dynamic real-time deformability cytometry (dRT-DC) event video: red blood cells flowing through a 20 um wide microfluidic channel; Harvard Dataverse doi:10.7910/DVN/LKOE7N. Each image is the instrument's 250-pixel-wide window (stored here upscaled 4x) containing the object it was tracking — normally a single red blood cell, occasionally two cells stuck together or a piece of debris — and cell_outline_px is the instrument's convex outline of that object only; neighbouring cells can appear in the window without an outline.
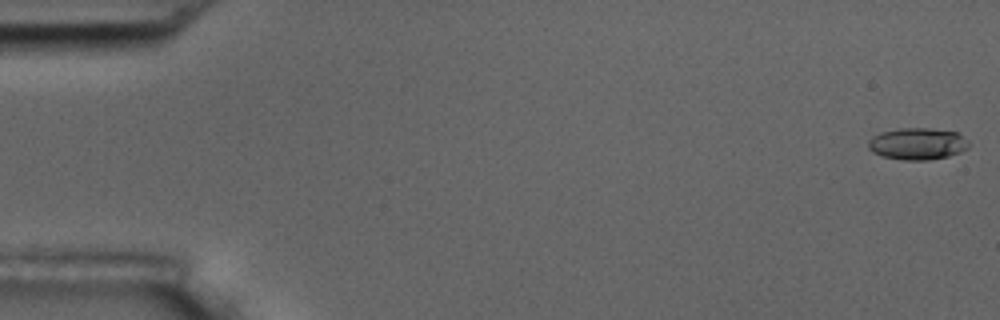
{"species": "common noctule bat (a hibernating species)", "species_latin": "Nyctalus noctula", "temperature_condition": "room temperature", "stored_images_in_passage": 57, "camera_frame_rate_fps": 3000, "um_per_image_px": 0.085, "animal": {"sex": "male", "body_mass_g": 17.5, "forearm_length_mm": 52.3}, "frame": {"image": 1, "passage_image": 1, "time_ms": 0.0, "image_size_px": [1000, 320], "cell_outline_px": [[968, 148], [960, 152], [948, 156], [928, 160], [904, 160], [880, 156], [872, 152], [868, 148], [868, 140], [872, 136], [880, 132], [900, 128], [928, 128], [960, 132], [968, 144]], "centroid_in_image_um": [77.95, 12.22], "position_along_channel_um": 7.0, "area_um2": 18.79}}
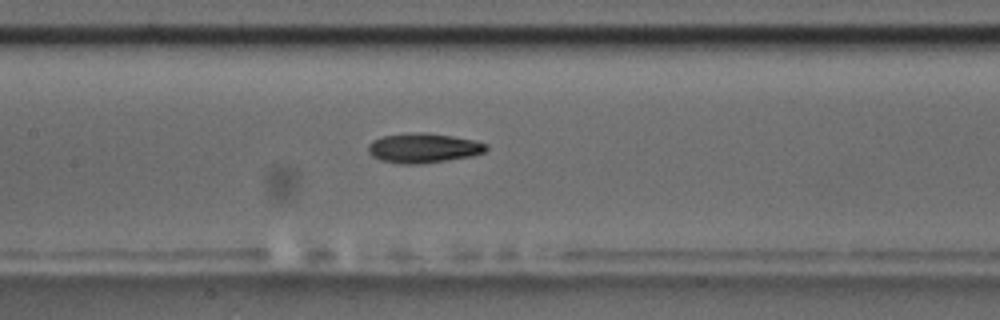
{"frame": {"image": 2, "passage_image": 27, "time_ms": 8.667, "image_size_px": [1000, 320], "cell_outline_px": [[488, 148], [484, 152], [472, 156], [448, 160], [420, 164], [400, 164], [380, 160], [372, 156], [368, 152], [368, 144], [372, 140], [380, 136], [408, 132], [428, 132], [452, 136], [472, 140], [488, 144]], "centroid_in_image_um": [35.95, 12.57], "position_along_channel_um": 171.5, "area_um2": 20.69}}
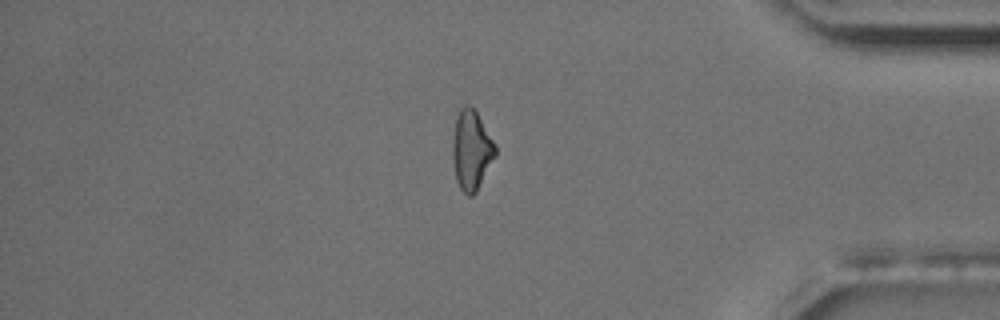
{"frame": {"image": 3, "passage_image": 48, "time_ms": 15.667, "image_size_px": [1000, 320], "cell_outline_px": [[496, 156], [476, 192], [472, 196], [468, 196], [460, 188], [456, 180], [452, 160], [452, 140], [456, 108], [464, 104], [472, 104], [496, 144]], "centroid_in_image_um": [40.05, 12.68], "position_along_channel_um": 395.2, "area_um2": 20.52}, "authors_computed_cell_mechanics": {"area_um2": 19.4786, "velocity_mm_per_s": 3.6061, "shape_relaxation_time_tau1_ms": 6.6658, "shape_relaxation_time_tau2_ms": 4.6961, "deformation_change_tau1": 0.1761, "deformation_change_tau2": 0.1297}}